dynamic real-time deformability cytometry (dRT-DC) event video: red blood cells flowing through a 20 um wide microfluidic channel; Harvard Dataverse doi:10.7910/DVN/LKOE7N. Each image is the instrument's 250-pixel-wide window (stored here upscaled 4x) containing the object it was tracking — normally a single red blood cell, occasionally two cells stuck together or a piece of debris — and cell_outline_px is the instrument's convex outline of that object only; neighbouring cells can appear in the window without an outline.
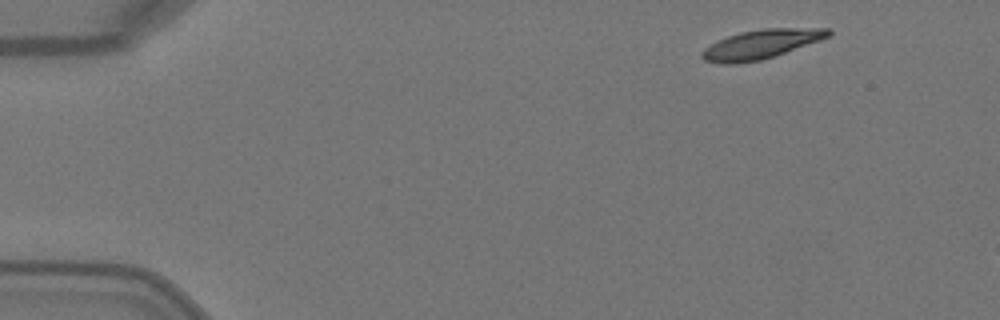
{"species": "Egyptian fruit bat (a non-hibernating species)", "species_latin": "Rousettus aegyptiacus", "temperature_condition": "warm", "stored_images_in_passage": 3, "camera_frame_rate_fps": 3000, "um_per_image_px": 0.085, "animal": {"sex": "female"}, "frame": {"image": 1, "passage_image": 1, "time_ms": 0.0, "image_size_px": [1000, 320], "cell_outline_px": [[832, 36], [760, 60], [736, 64], [724, 64], [704, 60], [700, 56], [700, 52], [704, 48], [716, 40], [740, 32], [764, 28], [828, 28], [832, 32]], "centroid_in_image_um": [64.65, 3.75], "position_along_channel_um": 20.3, "area_um2": 21.39}}